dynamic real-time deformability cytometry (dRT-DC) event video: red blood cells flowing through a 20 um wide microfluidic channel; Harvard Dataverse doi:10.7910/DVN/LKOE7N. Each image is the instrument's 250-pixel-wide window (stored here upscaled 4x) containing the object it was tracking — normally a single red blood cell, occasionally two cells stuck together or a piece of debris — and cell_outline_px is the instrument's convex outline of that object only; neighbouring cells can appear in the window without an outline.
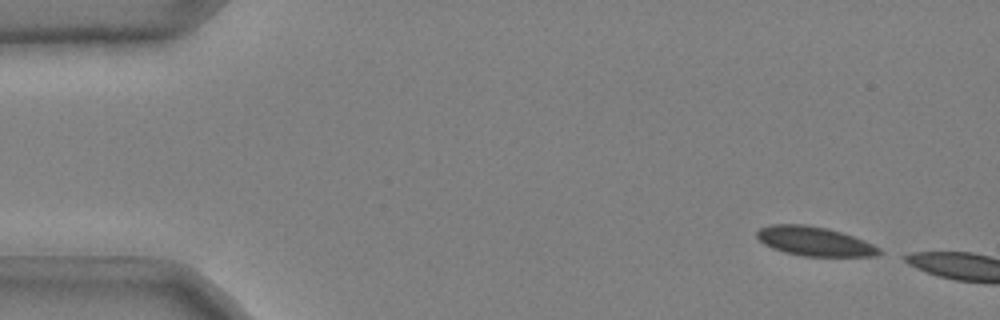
{"species": "common noctule bat (a hibernating species)", "species_latin": "Nyctalus noctula", "temperature_condition": "cold", "stored_images_in_passage": 4, "camera_frame_rate_fps": 3000, "um_per_image_px": 0.085, "animal": {"sex": "male", "body_mass_g": 20.4}, "frame": {"image": 1, "passage_image": 1, "time_ms": 0.0, "image_size_px": [1000, 320], "cell_outline_px": [[884, 252], [876, 256], [804, 256], [784, 252], [772, 248], [764, 244], [756, 236], [756, 232], [760, 228], [772, 224], [804, 224], [828, 228], [864, 240], [880, 248]], "centroid_in_image_um": [69.23, 20.51], "position_along_channel_um": 15.8, "area_um2": 20.81}}